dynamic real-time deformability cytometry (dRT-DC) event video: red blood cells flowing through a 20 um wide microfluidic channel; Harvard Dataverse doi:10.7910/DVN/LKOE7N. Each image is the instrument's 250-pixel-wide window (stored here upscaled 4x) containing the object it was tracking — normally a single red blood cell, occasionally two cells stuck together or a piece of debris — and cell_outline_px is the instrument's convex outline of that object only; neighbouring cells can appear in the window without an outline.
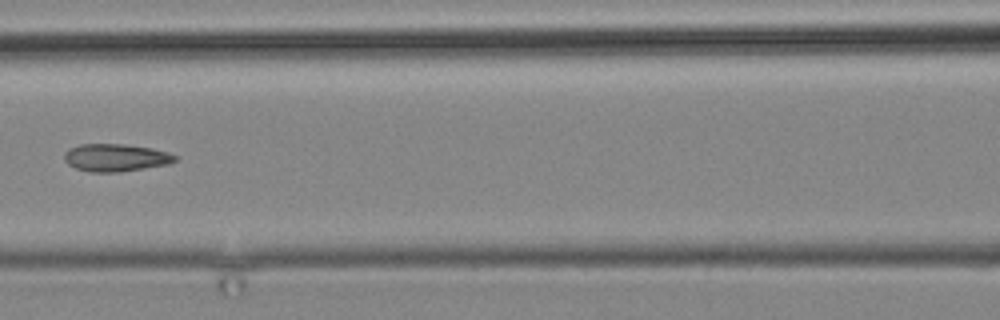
{"species": "common noctule bat (a hibernating species)", "species_latin": "Nyctalus noctula", "temperature_condition": "cold", "stored_images_in_passage": 10, "camera_frame_rate_fps": 3000, "um_per_image_px": 0.085, "animal": {"sex": "male", "body_mass_g": 19.2, "forearm_length_mm": 51.8}, "frame": {"image": 1, "passage_image": 10, "time_ms": 10.333, "image_size_px": [1000, 320], "cell_outline_px": [[176, 160], [168, 164], [120, 172], [88, 172], [76, 168], [68, 164], [64, 160], [64, 152], [68, 148], [80, 144], [124, 144], [152, 148], [168, 152], [176, 156]], "centroid_in_image_um": [9.79, 13.39], "position_along_channel_um": 156.8, "area_um2": 17.86}}